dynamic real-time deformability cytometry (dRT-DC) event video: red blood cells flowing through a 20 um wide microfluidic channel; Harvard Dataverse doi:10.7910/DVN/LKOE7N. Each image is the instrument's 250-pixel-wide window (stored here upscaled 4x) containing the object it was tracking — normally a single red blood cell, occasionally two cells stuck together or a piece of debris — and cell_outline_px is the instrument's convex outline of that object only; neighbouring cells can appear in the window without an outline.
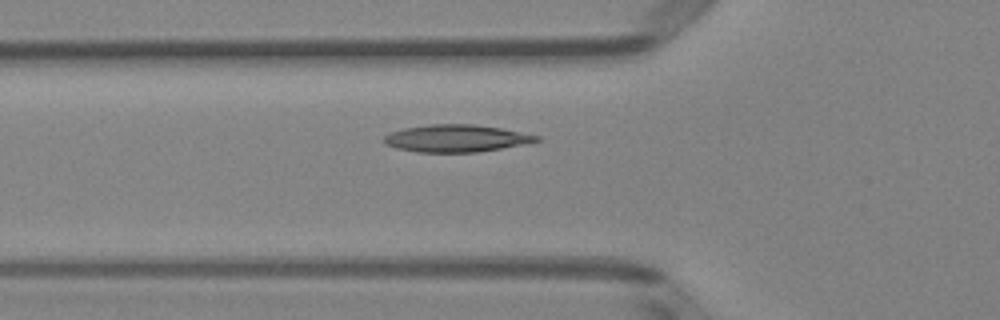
{"species": "Egyptian fruit bat (a non-hibernating species)", "species_latin": "Rousettus aegyptiacus", "temperature_condition": "room temperature", "stored_images_in_passage": 36, "camera_frame_rate_fps": 3000, "um_per_image_px": 0.085, "animal": {"sex": "female"}, "frame": {"image": 1, "passage_image": 3, "time_ms": 0.667, "image_size_px": [1000, 320], "cell_outline_px": [[540, 140], [524, 144], [476, 152], [416, 152], [396, 148], [384, 144], [380, 140], [384, 136], [392, 132], [404, 128], [428, 124], [472, 124], [500, 128], [540, 136]], "centroid_in_image_um": [38.71, 11.76], "position_along_channel_um": 87.1, "area_um2": 24.16}}
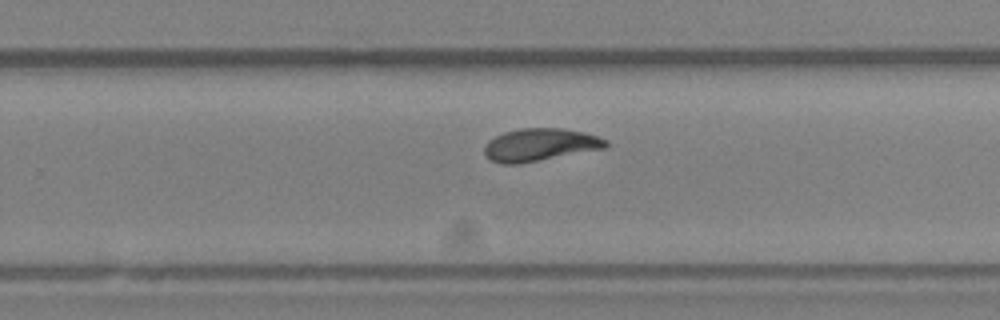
{"frame": {"image": 2, "passage_image": 18, "time_ms": 5.667, "image_size_px": [1000, 320], "cell_outline_px": [[608, 144], [604, 148], [520, 164], [504, 164], [492, 160], [484, 152], [484, 144], [488, 140], [504, 132], [520, 128], [560, 128], [584, 132], [608, 140]], "centroid_in_image_um": [45.88, 12.3], "position_along_channel_um": 283.9, "area_um2": 22.95}}
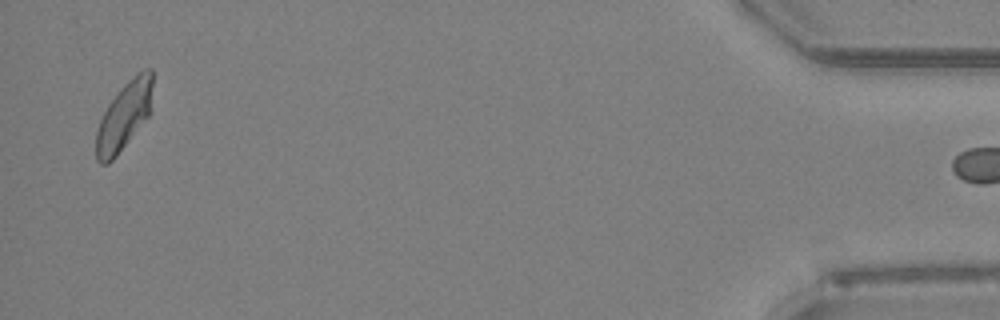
{"frame": {"image": 3, "passage_image": 35, "time_ms": 11.333, "image_size_px": [1000, 320], "cell_outline_px": [[152, 84], [148, 116], [116, 156], [108, 164], [100, 164], [96, 160], [96, 132], [100, 120], [108, 104], [120, 88], [136, 72], [144, 68], [152, 68]], "centroid_in_image_um": [10.52, 9.84], "position_along_channel_um": 424.7, "area_um2": 22.08}}